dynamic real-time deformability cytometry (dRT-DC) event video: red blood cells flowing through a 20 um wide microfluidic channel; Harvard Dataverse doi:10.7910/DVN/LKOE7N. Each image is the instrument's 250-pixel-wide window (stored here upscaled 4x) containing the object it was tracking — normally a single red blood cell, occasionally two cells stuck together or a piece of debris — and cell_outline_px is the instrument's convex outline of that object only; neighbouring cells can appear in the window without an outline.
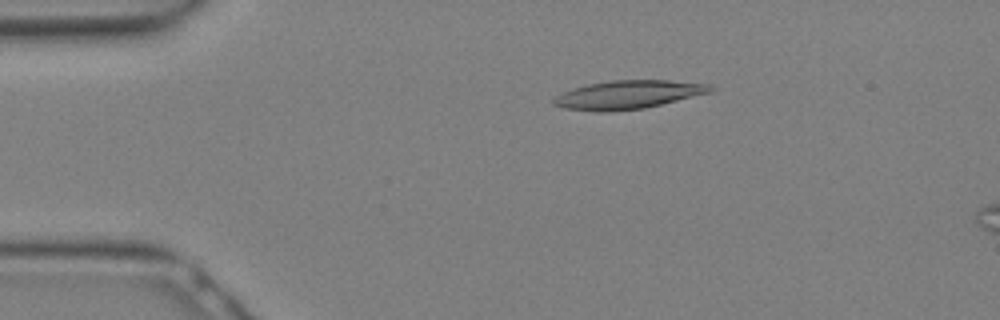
{"species": "Egyptian fruit bat (a non-hibernating species)", "species_latin": "Rousettus aegyptiacus", "temperature_condition": "warm", "stored_images_in_passage": 10, "camera_frame_rate_fps": 3000, "um_per_image_px": 0.085, "animal": {"sex": "female"}, "frame": {"image": 1, "passage_image": 6, "time_ms": 1.667, "image_size_px": [1000, 320], "cell_outline_px": [[716, 88], [712, 92], [644, 108], [612, 112], [604, 112], [564, 108], [552, 104], [552, 100], [556, 96], [572, 88], [588, 84], [608, 80], [668, 80], [708, 84]], "centroid_in_image_um": [53.38, 8.04], "position_along_channel_um": 31.6, "area_um2": 26.01}}